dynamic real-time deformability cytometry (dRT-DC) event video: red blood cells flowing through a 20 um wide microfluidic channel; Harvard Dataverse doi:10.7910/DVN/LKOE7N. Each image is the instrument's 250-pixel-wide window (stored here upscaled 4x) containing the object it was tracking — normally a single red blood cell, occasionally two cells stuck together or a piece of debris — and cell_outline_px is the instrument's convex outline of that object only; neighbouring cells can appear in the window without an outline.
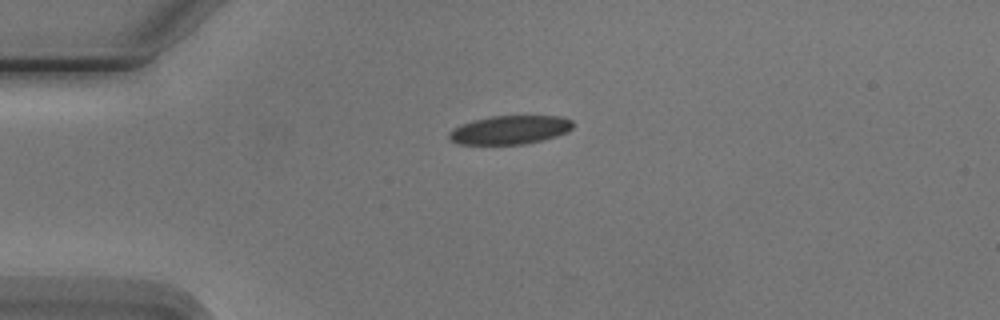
{"species": "Egyptian fruit bat (a non-hibernating species)", "species_latin": "Rousettus aegyptiacus", "temperature_condition": "cold", "stored_images_in_passage": 2, "camera_frame_rate_fps": 3000, "um_per_image_px": 0.085, "animal": {"sex": "male"}, "frame": {"image": 1, "passage_image": 1, "time_ms": 0.0, "image_size_px": [1000, 320], "cell_outline_px": [[572, 128], [556, 136], [524, 144], [456, 144], [448, 136], [448, 132], [452, 128], [460, 124], [472, 120], [492, 116], [560, 116], [572, 120]], "centroid_in_image_um": [43.28, 11.03], "position_along_channel_um": 41.7, "area_um2": 20.58}}